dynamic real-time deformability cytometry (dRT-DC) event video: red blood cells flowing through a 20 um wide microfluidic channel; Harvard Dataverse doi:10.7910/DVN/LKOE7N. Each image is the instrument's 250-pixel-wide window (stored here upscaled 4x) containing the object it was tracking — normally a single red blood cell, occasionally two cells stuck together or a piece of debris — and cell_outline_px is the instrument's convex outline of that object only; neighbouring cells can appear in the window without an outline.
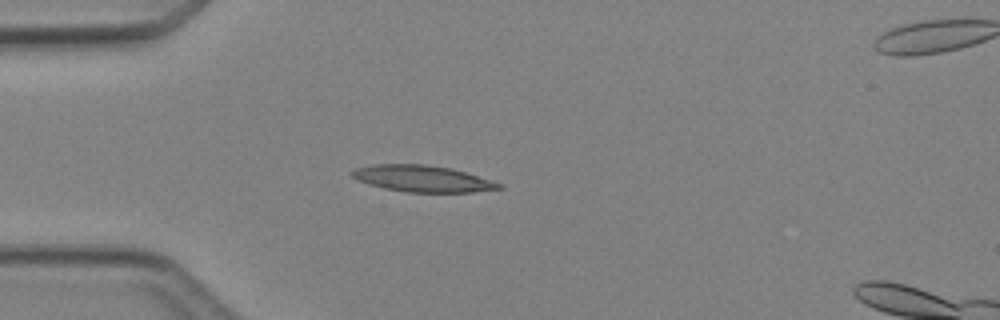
{"species": "Egyptian fruit bat (a non-hibernating species)", "species_latin": "Rousettus aegyptiacus", "temperature_condition": "cold", "stored_images_in_passage": 2, "camera_frame_rate_fps": 3000, "um_per_image_px": 0.085, "animal": {"sex": "female"}, "frame": {"image": 1, "passage_image": 1, "time_ms": 0.0, "image_size_px": [1000, 320], "cell_outline_px": [[504, 188], [472, 192], [404, 192], [384, 188], [368, 184], [352, 176], [348, 172], [356, 168], [372, 164], [424, 164], [452, 168], [492, 180], [504, 184]], "centroid_in_image_um": [35.92, 15.18], "position_along_channel_um": 49.1, "area_um2": 22.77}}